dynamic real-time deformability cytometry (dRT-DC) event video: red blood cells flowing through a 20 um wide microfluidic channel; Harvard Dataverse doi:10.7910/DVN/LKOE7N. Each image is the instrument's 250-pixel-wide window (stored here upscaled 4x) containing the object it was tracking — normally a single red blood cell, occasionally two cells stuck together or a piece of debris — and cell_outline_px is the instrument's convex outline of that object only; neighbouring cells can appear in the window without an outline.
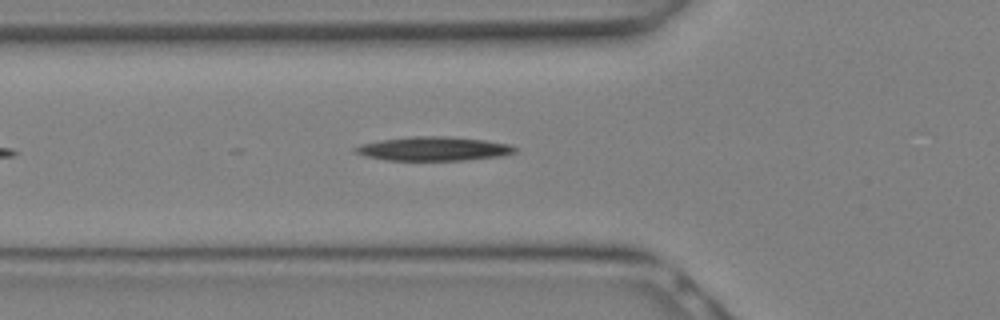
{"species": "Egyptian fruit bat (a non-hibernating species)", "species_latin": "Rousettus aegyptiacus", "temperature_condition": "warm", "stored_images_in_passage": 4, "camera_frame_rate_fps": 3000, "um_per_image_px": 0.085, "animal": {"sex": "female"}, "frame": {"image": 1, "passage_image": 2, "time_ms": 0.333, "image_size_px": [1000, 320], "cell_outline_px": [[516, 152], [500, 156], [464, 160], [388, 160], [364, 156], [356, 152], [352, 148], [360, 144], [380, 140], [412, 136], [452, 136], [484, 140], [508, 144], [516, 148]], "centroid_in_image_um": [36.82, 12.63], "position_along_channel_um": 89.0, "area_um2": 22.25}}
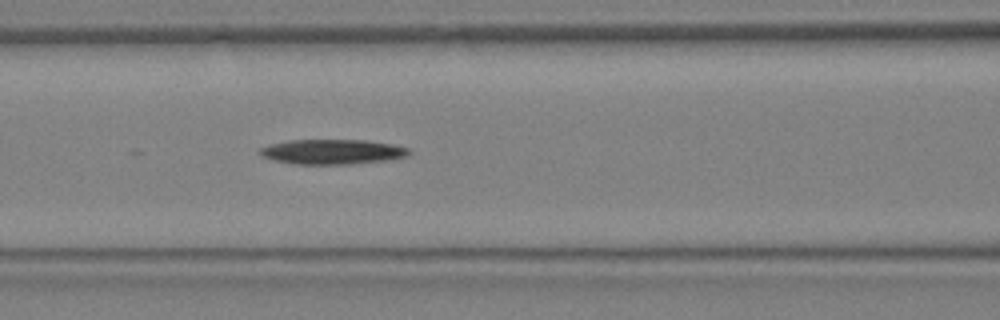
{"frame": {"image": 2, "passage_image": 4, "time_ms": 1.0, "image_size_px": [1000, 320], "cell_outline_px": [[412, 152], [408, 156], [388, 160], [348, 164], [292, 164], [272, 160], [260, 156], [260, 148], [272, 144], [288, 140], [368, 140], [392, 144], [408, 148]], "centroid_in_image_um": [28.26, 12.9], "position_along_channel_um": 138.3, "area_um2": 21.73}}